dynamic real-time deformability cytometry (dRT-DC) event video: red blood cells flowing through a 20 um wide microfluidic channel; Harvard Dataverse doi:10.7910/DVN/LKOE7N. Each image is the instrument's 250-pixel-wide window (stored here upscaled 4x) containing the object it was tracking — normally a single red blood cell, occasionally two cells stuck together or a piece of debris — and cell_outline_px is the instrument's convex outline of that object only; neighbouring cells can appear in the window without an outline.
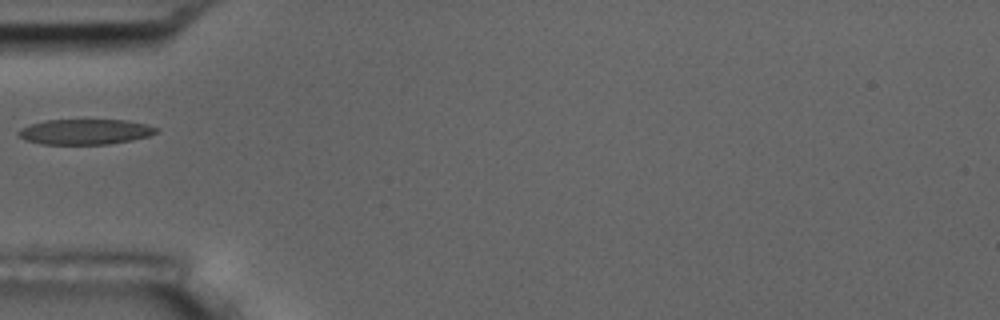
{"species": "common noctule bat (a hibernating species)", "species_latin": "Nyctalus noctula", "temperature_condition": "room temperature", "stored_images_in_passage": 1, "camera_frame_rate_fps": 3000, "um_per_image_px": 0.085, "animal": {"sex": "male", "body_mass_g": 17.5, "forearm_length_mm": 52.3}, "frame": {"image": 1, "passage_image": 1, "time_ms": 0.0, "image_size_px": [1000, 320], "cell_outline_px": [[160, 128], [156, 132], [148, 136], [132, 140], [108, 144], [44, 144], [28, 140], [20, 136], [16, 132], [20, 128], [28, 124], [44, 120], [128, 120], [148, 124]], "centroid_in_image_um": [7.25, 11.19], "position_along_channel_um": 77.7, "area_um2": 20.4}}